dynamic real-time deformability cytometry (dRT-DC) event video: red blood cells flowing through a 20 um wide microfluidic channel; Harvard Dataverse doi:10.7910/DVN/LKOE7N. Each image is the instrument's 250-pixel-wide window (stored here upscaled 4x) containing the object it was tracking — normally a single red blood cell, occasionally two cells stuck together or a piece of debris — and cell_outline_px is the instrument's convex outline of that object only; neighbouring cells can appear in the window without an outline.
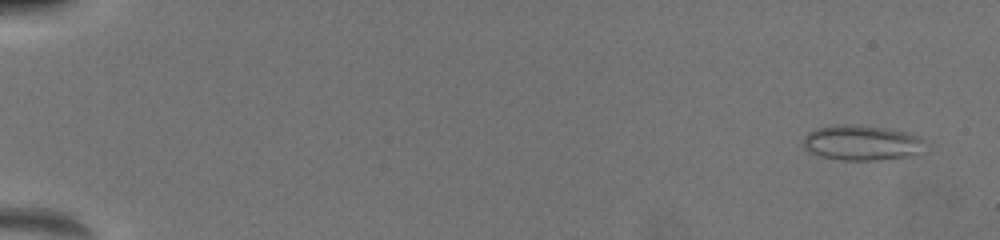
{"species": "common noctule bat (a hibernating species)", "species_latin": "Nyctalus noctula", "temperature_condition": "warm", "stored_images_in_passage": 36, "camera_frame_rate_fps": 3000, "um_per_image_px": 0.085, "animal": {"sex": "female", "body_mass_g": 19.5, "forearm_length_mm": 54.1}, "frame": {"image": 1, "passage_image": 3, "time_ms": 1.0, "image_size_px": [1000, 240], "cell_outline_px": [[924, 140], [912, 152], [900, 156], [876, 160], [844, 160], [824, 156], [812, 152], [804, 144], [804, 136], [808, 132], [816, 128], [840, 124], [844, 124], [888, 128], [920, 136]], "centroid_in_image_um": [73.14, 12.1], "position_along_channel_um": 11.9, "area_um2": 23.76}}
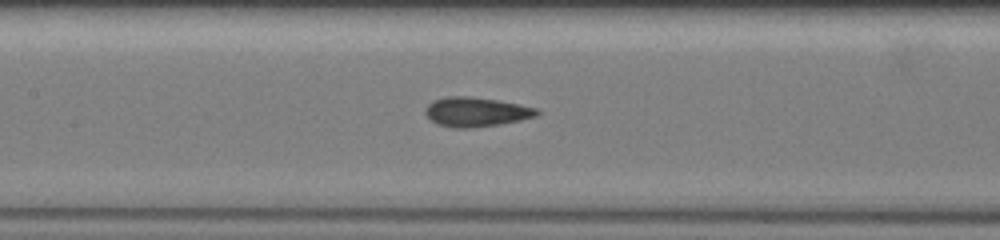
{"frame": {"image": 2, "passage_image": 21, "time_ms": 9.333, "image_size_px": [1000, 240], "cell_outline_px": [[540, 112], [536, 116], [520, 120], [496, 124], [468, 128], [452, 128], [436, 124], [424, 112], [428, 104], [436, 100], [448, 96], [464, 96], [496, 100], [536, 108]], "centroid_in_image_um": [40.43, 9.52], "position_along_channel_um": 167.0, "area_um2": 18.67}}
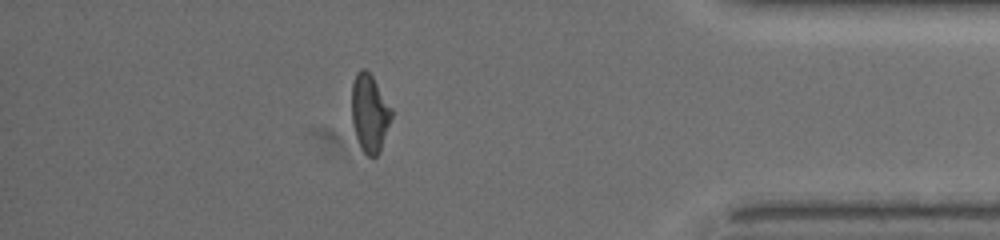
{"frame": {"image": 3, "passage_image": 32, "time_ms": 16.0, "image_size_px": [1000, 240], "cell_outline_px": [[392, 116], [380, 152], [376, 156], [368, 156], [360, 148], [352, 124], [352, 84], [356, 72], [360, 68], [364, 68], [372, 76], [392, 108]], "centroid_in_image_um": [31.41, 9.61], "position_along_channel_um": 403.8, "area_um2": 18.03}, "authors_computed_cell_mechanics": {"area_um2": 18.7272, "velocity_mm_per_s": 4.0027, "shape_relaxation_time_tau1_ms": null, "shape_relaxation_time_tau2_ms": 1.3751, "deformation_change_tau1": null, "deformation_change_tau2": 0.0758}}